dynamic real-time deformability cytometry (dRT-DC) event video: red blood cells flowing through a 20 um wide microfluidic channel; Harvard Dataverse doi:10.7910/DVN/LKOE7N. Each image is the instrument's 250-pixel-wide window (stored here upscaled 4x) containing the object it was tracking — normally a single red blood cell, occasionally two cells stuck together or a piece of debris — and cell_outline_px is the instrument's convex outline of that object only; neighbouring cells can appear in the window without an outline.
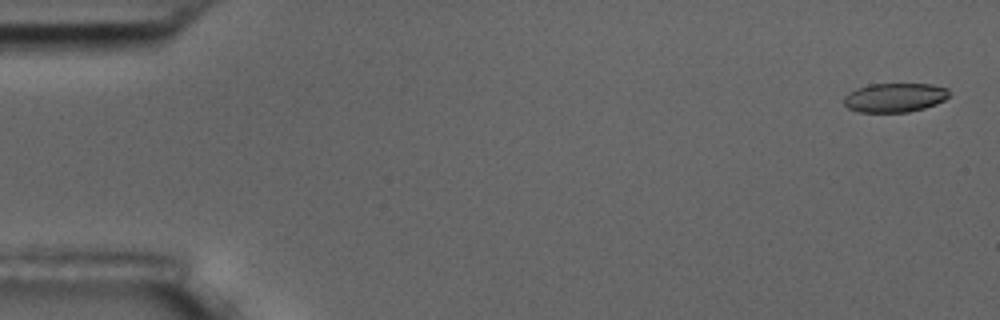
{"species": "common noctule bat (a hibernating species)", "species_latin": "Nyctalus noctula", "temperature_condition": "room temperature", "stored_images_in_passage": 6, "camera_frame_rate_fps": 3000, "um_per_image_px": 0.085, "animal": {"sex": "male", "body_mass_g": 17.5, "forearm_length_mm": 52.3}, "frame": {"image": 1, "passage_image": 1, "time_ms": 0.0, "image_size_px": [1000, 320], "cell_outline_px": [[948, 96], [944, 100], [936, 104], [924, 108], [908, 112], [860, 112], [848, 108], [844, 104], [844, 96], [848, 92], [856, 88], [868, 84], [932, 84], [948, 88]], "centroid_in_image_um": [76.03, 8.29], "position_along_channel_um": 9.0, "area_um2": 17.92}}
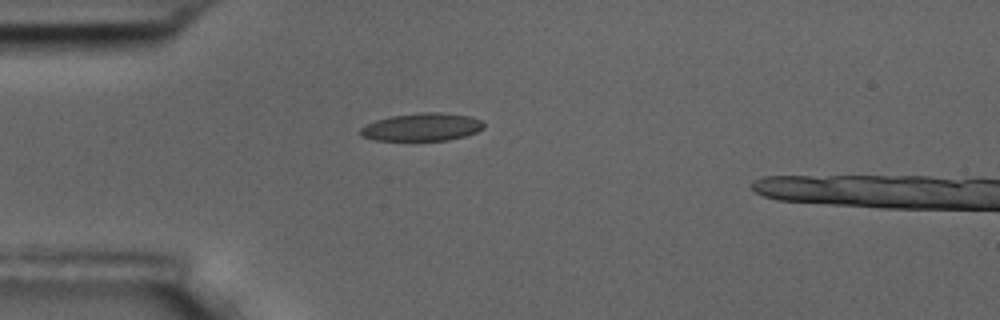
{"frame": {"image": 2, "passage_image": 5, "time_ms": 4.667, "image_size_px": [1000, 320], "cell_outline_px": [[484, 128], [476, 132], [464, 136], [448, 140], [376, 140], [360, 136], [360, 128], [376, 120], [392, 116], [420, 112], [440, 112], [468, 116], [480, 120], [484, 124]], "centroid_in_image_um": [35.86, 10.8], "position_along_channel_um": 49.1, "area_um2": 19.83}}